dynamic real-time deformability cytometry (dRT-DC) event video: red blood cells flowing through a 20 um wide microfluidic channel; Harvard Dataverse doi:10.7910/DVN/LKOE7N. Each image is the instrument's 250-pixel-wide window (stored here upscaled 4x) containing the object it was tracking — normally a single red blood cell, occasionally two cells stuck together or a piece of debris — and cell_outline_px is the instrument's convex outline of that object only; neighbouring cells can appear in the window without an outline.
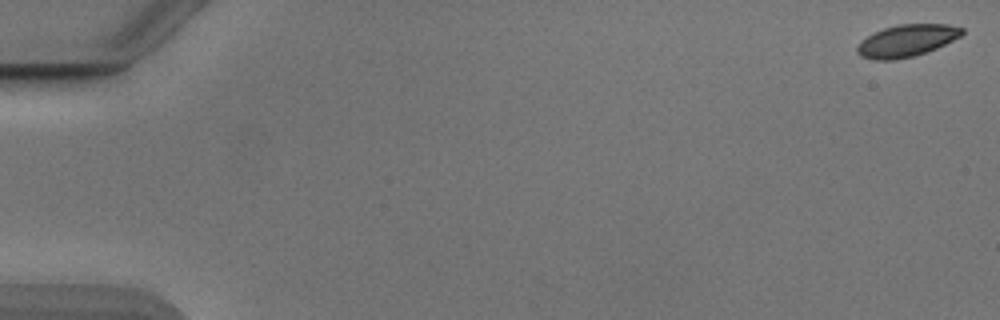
{"species": "Egyptian fruit bat (a non-hibernating species)", "species_latin": "Rousettus aegyptiacus", "temperature_condition": "cold", "stored_images_in_passage": 54, "camera_frame_rate_fps": 3000, "um_per_image_px": 0.085, "animal": {"sex": "male"}, "frame": {"image": 1, "passage_image": 1, "time_ms": 0.0, "image_size_px": [1000, 320], "cell_outline_px": [[964, 32], [960, 36], [936, 48], [912, 56], [892, 60], [872, 60], [860, 56], [856, 52], [856, 48], [860, 40], [884, 28], [900, 24], [948, 24], [964, 28]], "centroid_in_image_um": [77.03, 3.45], "position_along_channel_um": 8.0, "area_um2": 19.42}}
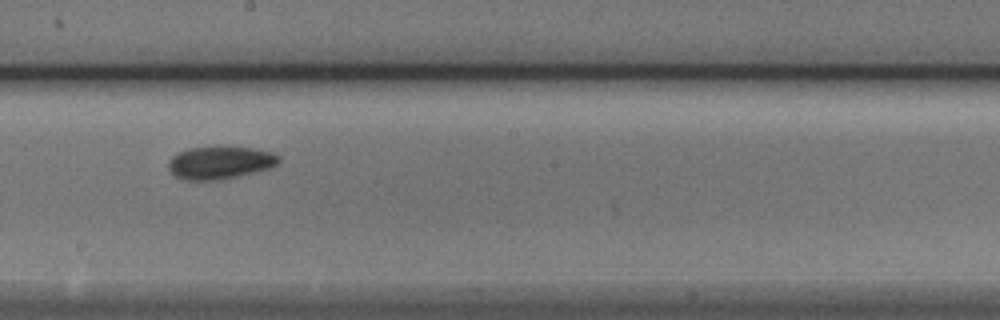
{"frame": {"image": 2, "passage_image": 31, "time_ms": 10.0, "image_size_px": [1000, 320], "cell_outline_px": [[280, 160], [272, 168], [256, 172], [220, 180], [188, 180], [176, 176], [168, 168], [168, 160], [176, 152], [188, 148], [216, 144], [252, 148], [272, 152], [280, 156]], "centroid_in_image_um": [18.7, 13.78], "position_along_channel_um": 229.5, "area_um2": 21.79}}
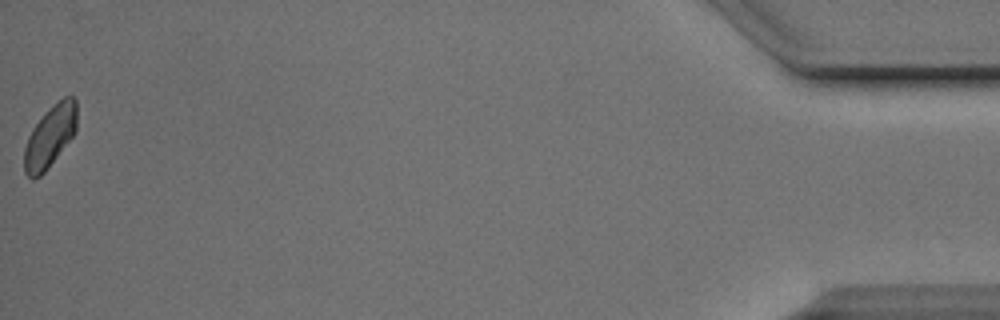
{"frame": {"image": 3, "passage_image": 54, "time_ms": 17.667, "image_size_px": [1000, 320], "cell_outline_px": [[76, 132], [48, 168], [40, 176], [32, 180], [24, 172], [24, 148], [28, 136], [32, 128], [44, 112], [64, 96], [72, 96], [76, 100]], "centroid_in_image_um": [4.23, 11.61], "position_along_channel_um": 431.0, "area_um2": 19.02}, "authors_computed_cell_mechanics": {"area_um2": 20.0566, "velocity_mm_per_s": 3.8625, "shape_relaxation_time_tau1_ms": 2.4144, "shape_relaxation_time_tau2_ms": 3.9292, "deformation_change_tau1": 0.0657, "deformation_change_tau2": 0.0526}}